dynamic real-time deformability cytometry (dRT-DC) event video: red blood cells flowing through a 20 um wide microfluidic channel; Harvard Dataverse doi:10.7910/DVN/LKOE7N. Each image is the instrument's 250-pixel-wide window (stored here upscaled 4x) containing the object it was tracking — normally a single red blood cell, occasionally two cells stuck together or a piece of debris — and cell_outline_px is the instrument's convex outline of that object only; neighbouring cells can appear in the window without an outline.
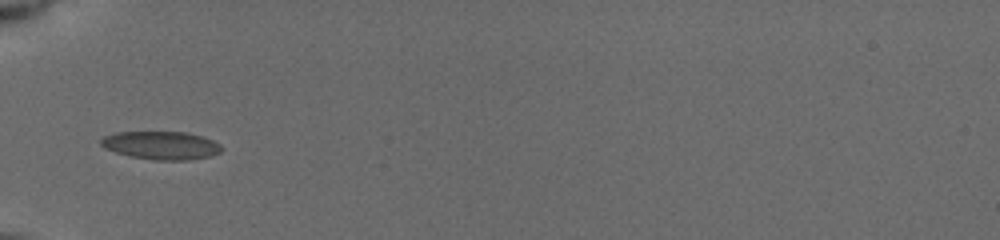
{"species": "common noctule bat (a hibernating species)", "species_latin": "Nyctalus noctula", "temperature_condition": "cold", "stored_images_in_passage": 7, "camera_frame_rate_fps": 3000, "um_per_image_px": 0.085, "animal": {"sex": "female", "body_mass_g": 19.5, "forearm_length_mm": 54.1}, "frame": {"image": 1, "passage_image": 1, "time_ms": 0.0, "image_size_px": [1000, 240], "cell_outline_px": [[220, 152], [208, 156], [188, 160], [156, 160], [132, 156], [116, 152], [104, 148], [100, 144], [100, 140], [104, 136], [116, 132], [184, 132], [200, 136], [212, 140], [220, 144]], "centroid_in_image_um": [13.66, 12.35], "position_along_channel_um": 71.3, "area_um2": 19.48}}
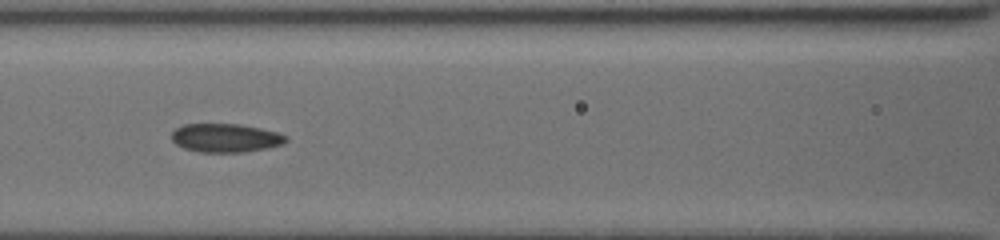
{"frame": {"image": 2, "passage_image": 5, "time_ms": 2.0, "image_size_px": [1000, 240], "cell_outline_px": [[288, 140], [284, 144], [268, 148], [244, 152], [200, 152], [184, 148], [176, 144], [172, 140], [172, 132], [176, 128], [184, 124], [236, 124], [260, 128], [276, 132], [288, 136]], "centroid_in_image_um": [19.19, 11.73], "position_along_channel_um": 147.4, "area_um2": 19.07}}
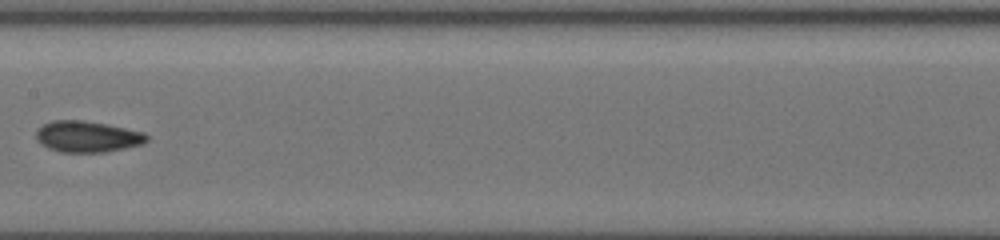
{"frame": {"image": 3, "passage_image": 7, "time_ms": 3.333, "image_size_px": [1000, 240], "cell_outline_px": [[148, 140], [144, 144], [104, 152], [60, 152], [48, 148], [36, 140], [36, 128], [52, 120], [84, 120], [144, 132], [148, 136]], "centroid_in_image_um": [7.4, 11.61], "position_along_channel_um": 200.0, "area_um2": 20.11}}